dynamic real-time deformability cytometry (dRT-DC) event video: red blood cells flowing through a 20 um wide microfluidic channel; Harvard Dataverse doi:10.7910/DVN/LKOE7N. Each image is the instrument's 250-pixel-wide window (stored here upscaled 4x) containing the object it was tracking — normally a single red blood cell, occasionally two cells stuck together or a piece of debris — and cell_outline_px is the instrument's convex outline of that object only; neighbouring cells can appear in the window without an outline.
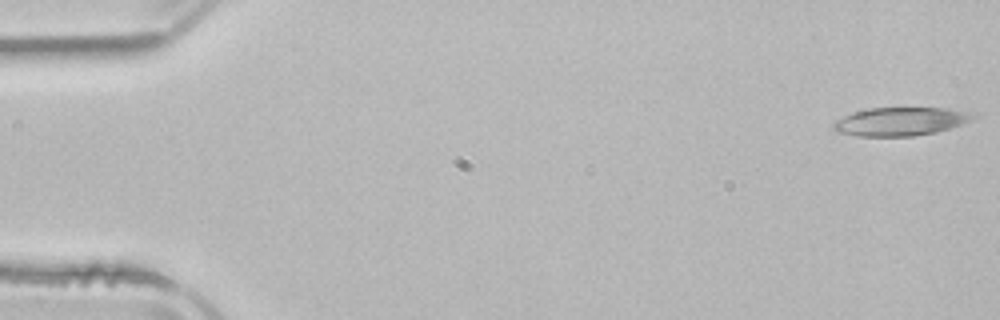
{"species": "common noctule bat (a hibernating species)", "species_latin": "Nyctalus noctula", "temperature_condition": "room temperature", "stored_images_in_passage": 4, "camera_frame_rate_fps": 3000, "um_per_image_px": 0.085, "animal": {"sex": "male", "body_mass_g": 21.5, "forearm_length_mm": 52.0}, "frame": {"image": 1, "passage_image": 1, "time_ms": 0.0, "image_size_px": [1000, 320], "cell_outline_px": [[980, 116], [960, 124], [936, 132], [912, 136], [856, 136], [836, 132], [832, 128], [832, 124], [836, 120], [852, 112], [868, 108], [948, 108], [976, 112]], "centroid_in_image_um": [76.55, 10.31], "position_along_channel_um": 8.4, "area_um2": 23.29}}
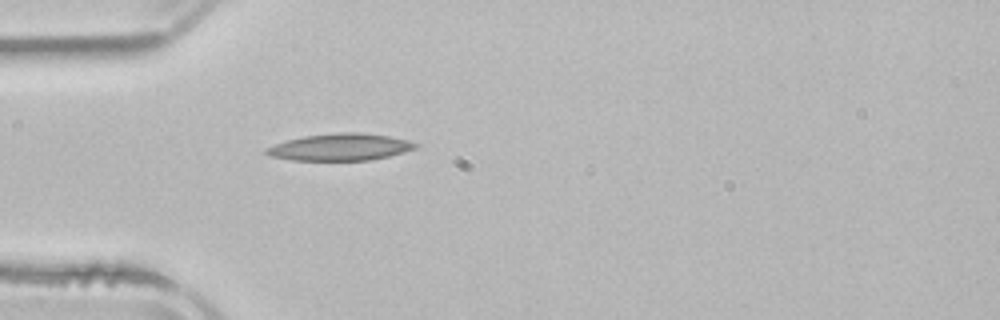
{"frame": {"image": 2, "passage_image": 4, "time_ms": 4.667, "image_size_px": [1000, 320], "cell_outline_px": [[420, 144], [416, 148], [404, 152], [388, 156], [368, 160], [292, 160], [268, 156], [264, 152], [264, 148], [288, 140], [304, 136], [336, 132], [364, 132], [388, 136], [408, 140]], "centroid_in_image_um": [28.91, 12.49], "position_along_channel_um": 56.1, "area_um2": 23.47}}